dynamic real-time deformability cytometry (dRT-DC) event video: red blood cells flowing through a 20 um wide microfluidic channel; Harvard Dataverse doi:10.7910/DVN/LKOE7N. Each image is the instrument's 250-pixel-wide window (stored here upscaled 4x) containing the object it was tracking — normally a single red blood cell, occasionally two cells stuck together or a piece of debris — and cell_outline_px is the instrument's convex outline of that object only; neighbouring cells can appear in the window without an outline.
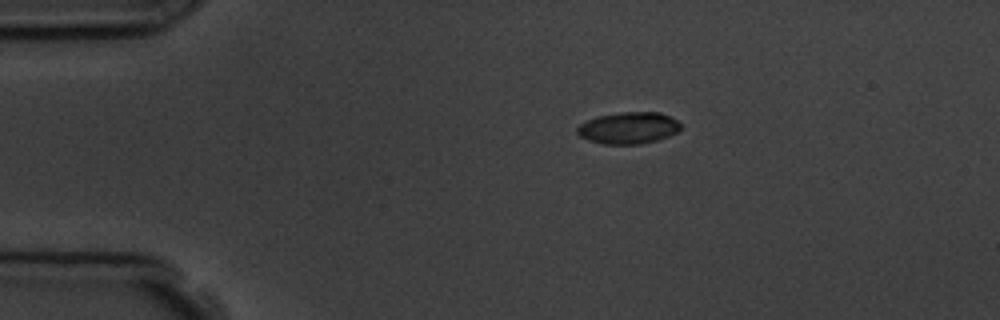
{"species": "common noctule bat (a hibernating species)", "species_latin": "Nyctalus noctula", "temperature_condition": "room temperature", "stored_images_in_passage": 6, "camera_frame_rate_fps": 3000, "um_per_image_px": 0.085, "animal": {"sex": "male", "body_mass_g": 19.5, "forearm_length_mm": 54.6}, "frame": {"image": 1, "passage_image": 1, "time_ms": 0.0, "image_size_px": [1000, 320], "cell_outline_px": [[680, 128], [676, 132], [668, 136], [656, 140], [640, 144], [600, 144], [588, 140], [580, 136], [576, 132], [576, 128], [580, 124], [596, 116], [620, 112], [660, 112], [676, 120], [680, 124]], "centroid_in_image_um": [53.38, 10.87], "position_along_channel_um": 31.6, "area_um2": 19.07}}
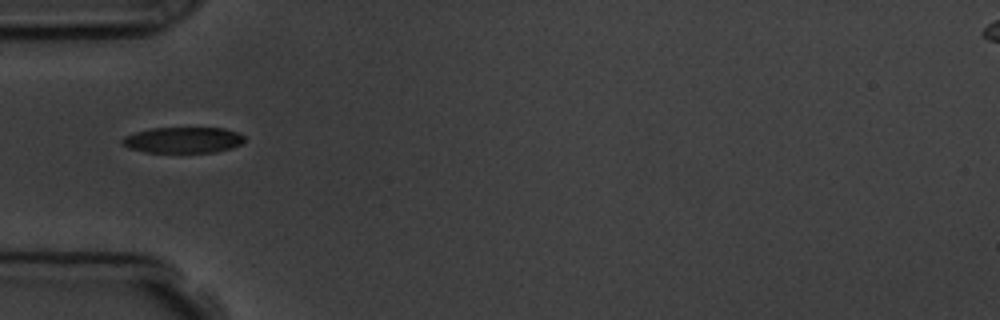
{"frame": {"image": 2, "passage_image": 3, "time_ms": 2.333, "image_size_px": [1000, 320], "cell_outline_px": [[244, 140], [240, 144], [232, 148], [216, 152], [144, 152], [128, 148], [120, 140], [124, 136], [136, 132], [152, 128], [224, 128], [236, 132], [244, 136]], "centroid_in_image_um": [15.55, 11.9], "position_along_channel_um": 69.5, "area_um2": 18.38}}